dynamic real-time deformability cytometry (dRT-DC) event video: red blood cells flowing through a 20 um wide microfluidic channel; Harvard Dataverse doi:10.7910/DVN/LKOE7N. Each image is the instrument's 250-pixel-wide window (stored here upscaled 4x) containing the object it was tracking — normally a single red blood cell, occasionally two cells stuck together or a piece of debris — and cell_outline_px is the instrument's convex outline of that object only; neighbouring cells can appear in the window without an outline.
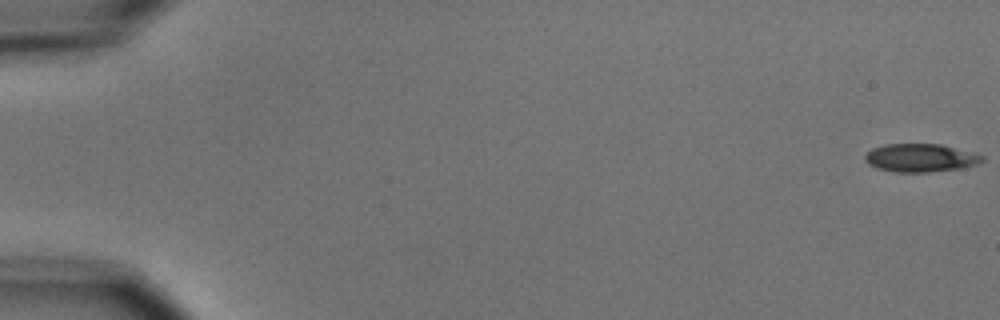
{"species": "common noctule bat (a hibernating species)", "species_latin": "Nyctalus noctula", "temperature_condition": "cold", "stored_images_in_passage": 6, "camera_frame_rate_fps": 3000, "um_per_image_px": 0.085, "animal": {"sex": "male", "body_mass_g": 15.6}, "frame": {"image": 1, "passage_image": 1, "time_ms": 0.0, "image_size_px": [1000, 320], "cell_outline_px": [[984, 160], [980, 164], [964, 168], [932, 172], [896, 172], [876, 168], [868, 164], [864, 160], [864, 156], [872, 148], [884, 144], [940, 144], [984, 156]], "centroid_in_image_um": [78.24, 13.43], "position_along_channel_um": 6.8, "area_um2": 19.36}}
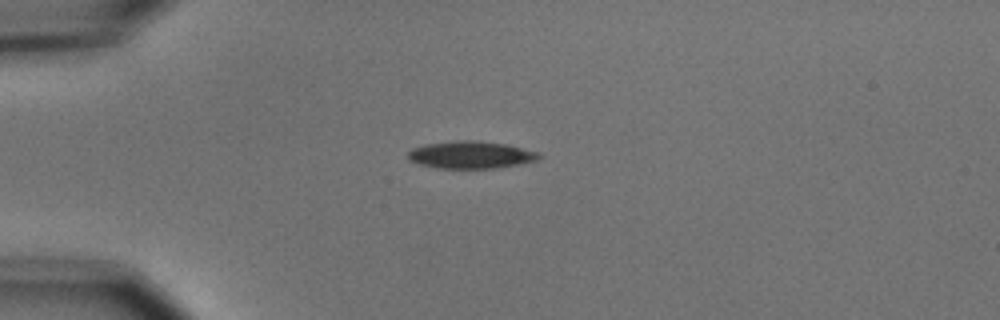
{"frame": {"image": 2, "passage_image": 5, "time_ms": 4.667, "image_size_px": [1000, 320], "cell_outline_px": [[544, 156], [536, 160], [524, 164], [500, 168], [436, 168], [420, 164], [408, 160], [408, 152], [412, 148], [424, 144], [456, 140], [476, 140], [504, 144], [540, 152]], "centroid_in_image_um": [40.05, 13.16], "position_along_channel_um": 45.0, "area_um2": 21.15}}